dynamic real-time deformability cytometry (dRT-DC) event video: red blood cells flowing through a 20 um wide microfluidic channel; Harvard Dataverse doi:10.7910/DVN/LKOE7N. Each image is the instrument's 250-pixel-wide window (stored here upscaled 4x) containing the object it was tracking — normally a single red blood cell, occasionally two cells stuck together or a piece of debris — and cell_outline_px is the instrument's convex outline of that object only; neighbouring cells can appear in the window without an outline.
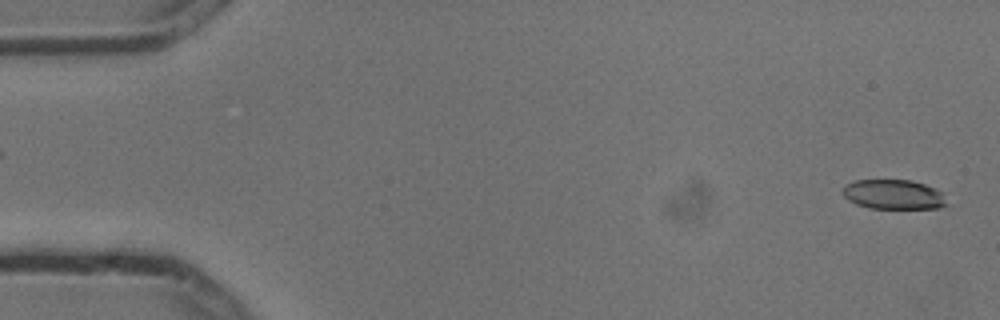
{"species": "common noctule bat (a hibernating species)", "species_latin": "Nyctalus noctula", "temperature_condition": "cold", "stored_images_in_passage": 8, "camera_frame_rate_fps": 3000, "um_per_image_px": 0.085, "animal": {"sex": "male", "body_mass_g": 13.3}, "frame": {"image": 1, "passage_image": 1, "time_ms": 0.0, "image_size_px": [1000, 320], "cell_outline_px": [[948, 204], [940, 208], [868, 208], [856, 204], [848, 200], [844, 196], [844, 188], [848, 184], [856, 180], [908, 180], [924, 184], [936, 188], [940, 192]], "centroid_in_image_um": [75.96, 16.53], "position_along_channel_um": 9.0, "area_um2": 17.74}}
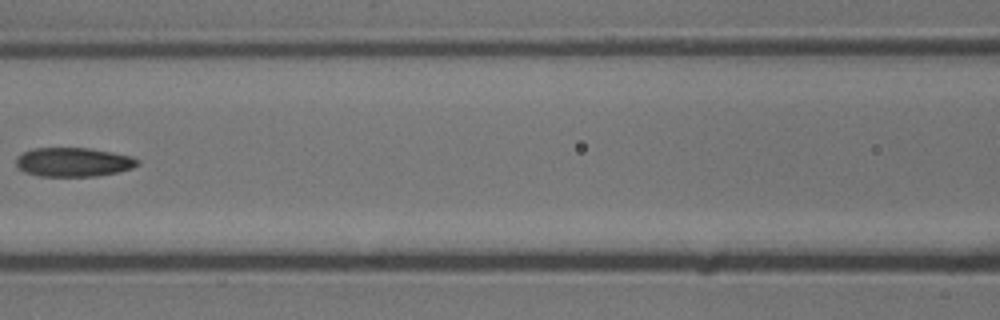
{"frame": {"image": 2, "passage_image": 7, "time_ms": 2.0, "image_size_px": [1000, 320], "cell_outline_px": [[140, 164], [132, 168], [116, 172], [96, 176], [40, 176], [24, 172], [16, 164], [16, 156], [32, 148], [88, 148], [112, 152], [132, 156], [140, 160]], "centroid_in_image_um": [6.25, 13.77], "position_along_channel_um": 160.4, "area_um2": 20.58}}
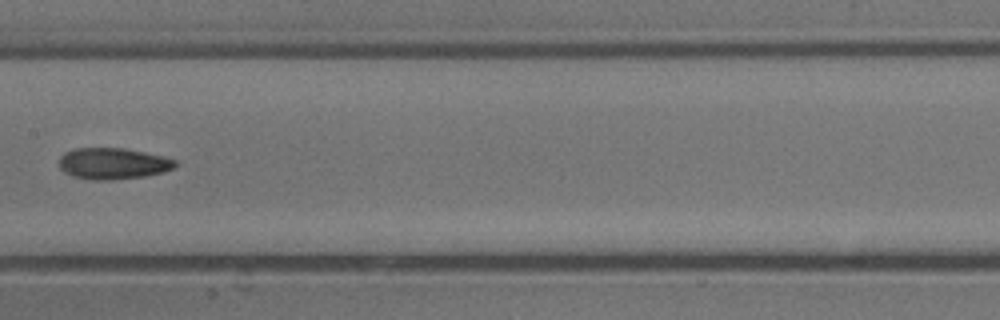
{"frame": {"image": 3, "passage_image": 8, "time_ms": 2.333, "image_size_px": [1000, 320], "cell_outline_px": [[176, 164], [172, 168], [160, 172], [144, 176], [108, 180], [92, 180], [72, 176], [64, 172], [60, 168], [60, 156], [64, 152], [76, 148], [124, 148], [144, 152], [176, 160]], "centroid_in_image_um": [9.54, 13.9], "position_along_channel_um": 197.9, "area_um2": 20.92}}